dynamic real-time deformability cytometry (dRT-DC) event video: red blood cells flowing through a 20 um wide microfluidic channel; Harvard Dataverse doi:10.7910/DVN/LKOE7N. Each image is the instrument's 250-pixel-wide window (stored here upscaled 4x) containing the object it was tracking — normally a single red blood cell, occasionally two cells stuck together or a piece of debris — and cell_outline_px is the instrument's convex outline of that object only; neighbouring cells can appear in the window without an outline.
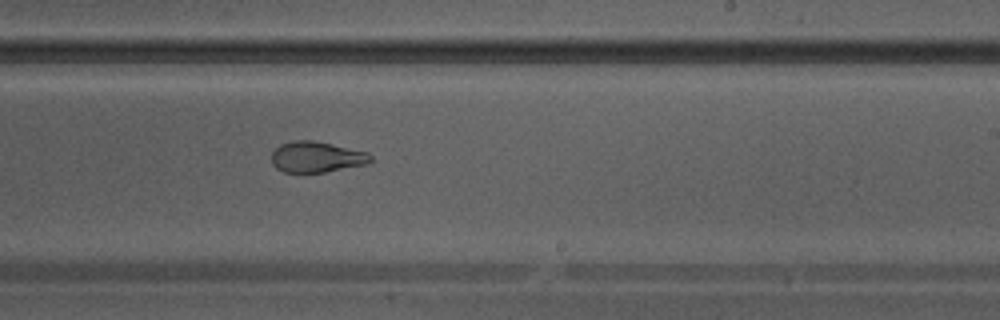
{"species": "Egyptian fruit bat (a non-hibernating species)", "species_latin": "Rousettus aegyptiacus", "temperature_condition": "warm", "stored_images_in_passage": 35, "camera_frame_rate_fps": 3000, "um_per_image_px": 0.085, "animal": {"sex": "male"}, "frame": {"image": 1, "passage_image": 20, "time_ms": 6.333, "image_size_px": [1000, 320], "cell_outline_px": [[372, 160], [368, 164], [324, 172], [284, 172], [276, 168], [272, 164], [272, 152], [280, 144], [296, 140], [312, 140], [332, 144], [368, 152], [372, 156]], "centroid_in_image_um": [26.92, 13.34], "position_along_channel_um": 262.1, "area_um2": 17.8}}